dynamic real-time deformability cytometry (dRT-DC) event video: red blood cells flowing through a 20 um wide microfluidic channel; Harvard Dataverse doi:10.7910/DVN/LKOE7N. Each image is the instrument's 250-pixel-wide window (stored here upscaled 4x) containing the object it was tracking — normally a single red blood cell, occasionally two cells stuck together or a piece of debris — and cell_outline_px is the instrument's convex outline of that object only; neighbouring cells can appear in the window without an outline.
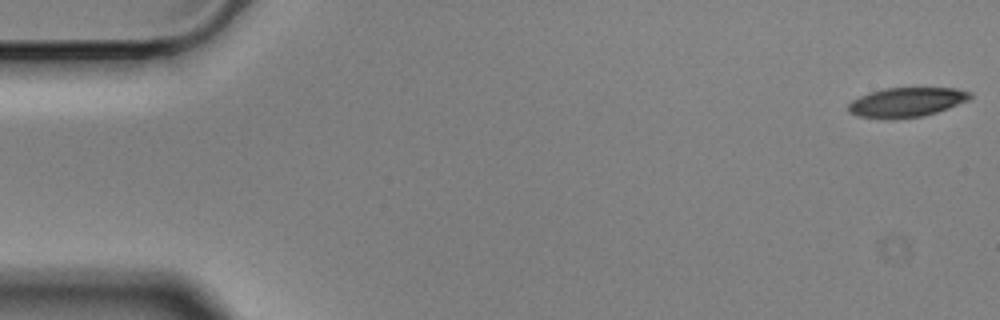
{"species": "Egyptian fruit bat (a non-hibernating species)", "species_latin": "Rousettus aegyptiacus", "temperature_condition": "cold", "stored_images_in_passage": 4, "camera_frame_rate_fps": 3000, "um_per_image_px": 0.085, "animal": {"sex": "male"}, "frame": {"image": 1, "passage_image": 1, "time_ms": 0.0, "image_size_px": [1000, 320], "cell_outline_px": [[972, 96], [968, 100], [948, 108], [924, 116], [896, 120], [888, 120], [856, 116], [848, 112], [848, 104], [852, 100], [868, 92], [884, 88], [956, 88], [972, 92]], "centroid_in_image_um": [77.01, 8.71], "position_along_channel_um": 8.0, "area_um2": 21.33}}